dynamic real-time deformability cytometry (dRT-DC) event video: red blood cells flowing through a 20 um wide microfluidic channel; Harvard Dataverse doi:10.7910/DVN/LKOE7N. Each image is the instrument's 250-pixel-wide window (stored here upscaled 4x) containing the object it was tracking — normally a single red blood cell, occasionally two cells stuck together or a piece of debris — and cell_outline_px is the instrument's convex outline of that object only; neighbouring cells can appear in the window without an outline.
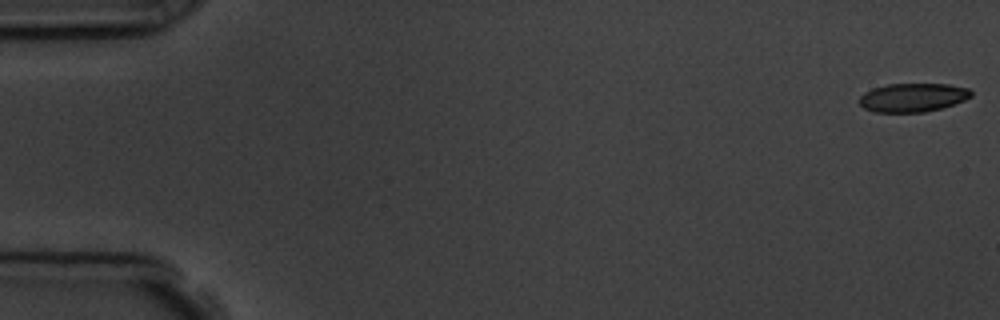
{"species": "common noctule bat (a hibernating species)", "species_latin": "Nyctalus noctula", "temperature_condition": "room temperature", "stored_images_in_passage": 4, "camera_frame_rate_fps": 3000, "um_per_image_px": 0.085, "animal": {"sex": "male", "body_mass_g": 19.5, "forearm_length_mm": 54.6}, "frame": {"image": 1, "passage_image": 1, "time_ms": 0.0, "image_size_px": [1000, 320], "cell_outline_px": [[972, 96], [964, 100], [940, 108], [924, 112], [872, 112], [864, 108], [860, 104], [860, 96], [864, 92], [872, 88], [888, 84], [948, 84], [968, 88], [972, 92]], "centroid_in_image_um": [77.56, 8.28], "position_along_channel_um": 7.4, "area_um2": 18.61}}